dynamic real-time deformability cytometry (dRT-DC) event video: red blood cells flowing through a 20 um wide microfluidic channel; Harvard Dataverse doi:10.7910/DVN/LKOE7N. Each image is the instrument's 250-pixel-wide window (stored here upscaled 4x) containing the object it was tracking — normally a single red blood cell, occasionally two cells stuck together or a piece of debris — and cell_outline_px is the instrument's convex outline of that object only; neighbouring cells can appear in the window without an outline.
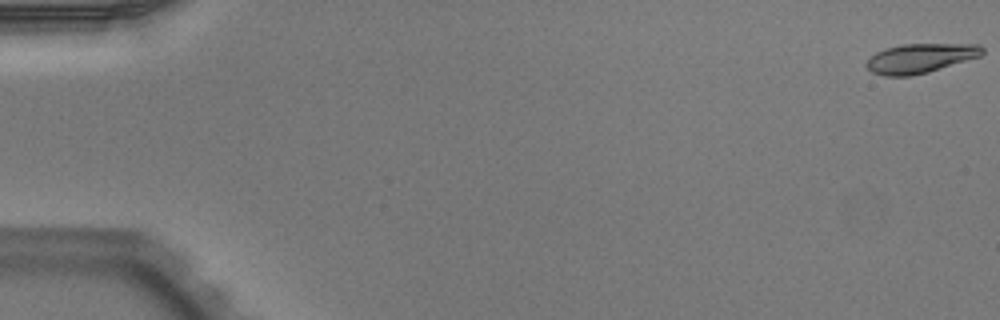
{"species": "Egyptian fruit bat (a non-hibernating species)", "species_latin": "Rousettus aegyptiacus", "temperature_condition": "warm", "stored_images_in_passage": 52, "camera_frame_rate_fps": 3000, "um_per_image_px": 0.085, "animal": {"sex": "male"}, "frame": {"image": 1, "passage_image": 1, "time_ms": 0.0, "image_size_px": [1000, 320], "cell_outline_px": [[984, 52], [980, 56], [928, 72], [912, 76], [884, 76], [872, 72], [864, 64], [876, 52], [888, 48], [904, 44], [980, 44], [984, 48]], "centroid_in_image_um": [78.23, 4.95], "position_along_channel_um": 6.8, "area_um2": 19.71}}
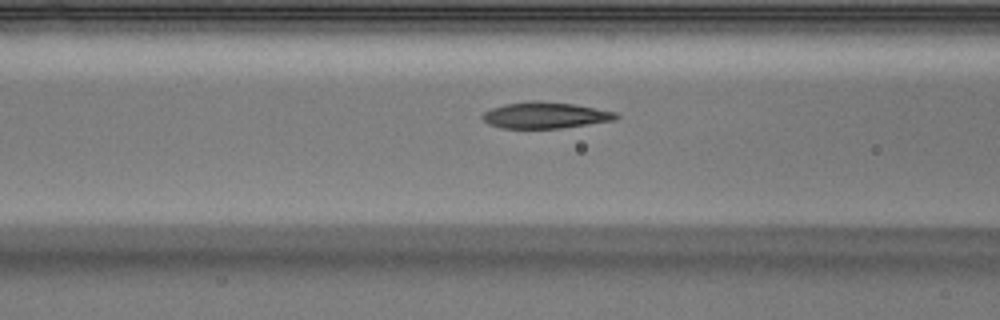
{"frame": {"image": 2, "passage_image": 22, "time_ms": 7.0, "image_size_px": [1000, 320], "cell_outline_px": [[620, 116], [616, 120], [560, 128], [500, 128], [488, 124], [480, 116], [484, 112], [492, 108], [504, 104], [532, 100], [536, 100], [572, 104], [596, 108], [616, 112]], "centroid_in_image_um": [46.33, 9.79], "position_along_channel_um": 120.3, "area_um2": 20.46}}
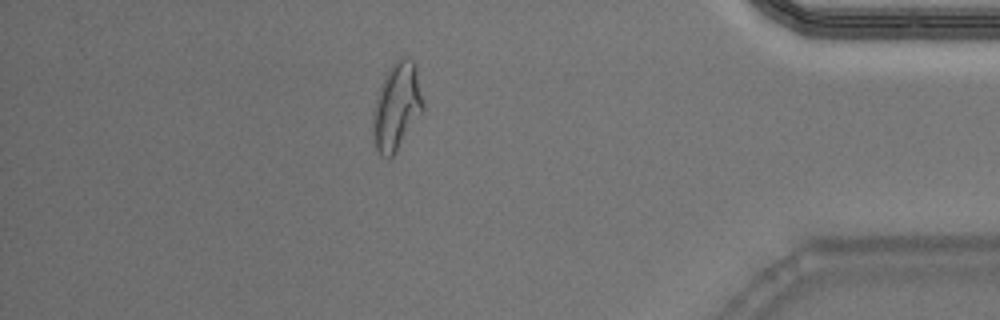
{"frame": {"image": 3, "passage_image": 46, "time_ms": 15.0, "image_size_px": [1000, 320], "cell_outline_px": [[424, 108], [392, 156], [388, 160], [380, 156], [376, 148], [372, 132], [372, 112], [376, 96], [380, 84], [384, 76], [392, 64], [400, 56], [408, 56], [416, 64], [424, 104]], "centroid_in_image_um": [33.7, 9.01], "position_along_channel_um": 401.5, "area_um2": 25.66}, "authors_computed_cell_mechanics": {"area_um2": 20.6346, "velocity_mm_per_s": 3.952, "shape_relaxation_time_tau1_ms": 4.1386, "shape_relaxation_time_tau2_ms": 1.7132, "deformation_change_tau1": 0.1953, "deformation_change_tau2": 0.0854}}